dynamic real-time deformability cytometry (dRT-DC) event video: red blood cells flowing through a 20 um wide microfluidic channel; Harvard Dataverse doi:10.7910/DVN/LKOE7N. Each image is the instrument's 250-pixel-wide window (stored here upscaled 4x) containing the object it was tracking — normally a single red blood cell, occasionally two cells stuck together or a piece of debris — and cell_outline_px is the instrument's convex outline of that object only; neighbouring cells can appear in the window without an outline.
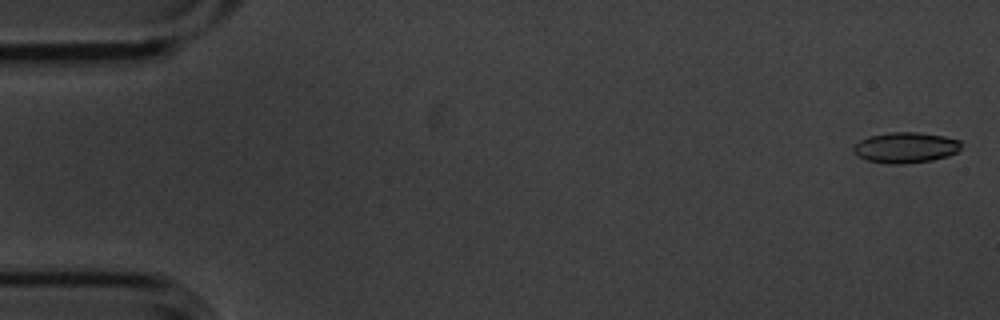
{"species": "common noctule bat (a hibernating species)", "species_latin": "Nyctalus noctula", "temperature_condition": "cold", "stored_images_in_passage": 5, "camera_frame_rate_fps": 3000, "um_per_image_px": 0.085, "animal": {"sex": "male", "body_mass_g": 20.1, "forearm_length_mm": 53.5}, "frame": {"image": 1, "passage_image": 1, "time_ms": 0.0, "image_size_px": [1000, 320], "cell_outline_px": [[960, 148], [956, 152], [948, 156], [932, 160], [904, 164], [888, 164], [868, 160], [852, 152], [852, 148], [860, 140], [868, 136], [888, 132], [916, 132], [944, 136], [960, 140]], "centroid_in_image_um": [76.96, 12.54], "position_along_channel_um": 8.0, "area_um2": 19.25}}
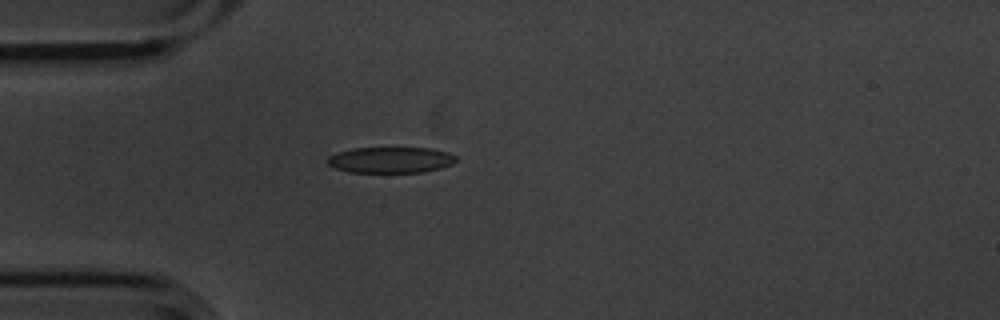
{"frame": {"image": 2, "passage_image": 5, "time_ms": 1.333, "image_size_px": [1000, 320], "cell_outline_px": [[456, 160], [452, 164], [440, 168], [424, 172], [348, 172], [336, 168], [328, 164], [324, 160], [328, 156], [336, 152], [352, 148], [432, 148], [448, 152], [456, 156]], "centroid_in_image_um": [33.17, 13.59], "position_along_channel_um": 51.8, "area_um2": 19.59}}